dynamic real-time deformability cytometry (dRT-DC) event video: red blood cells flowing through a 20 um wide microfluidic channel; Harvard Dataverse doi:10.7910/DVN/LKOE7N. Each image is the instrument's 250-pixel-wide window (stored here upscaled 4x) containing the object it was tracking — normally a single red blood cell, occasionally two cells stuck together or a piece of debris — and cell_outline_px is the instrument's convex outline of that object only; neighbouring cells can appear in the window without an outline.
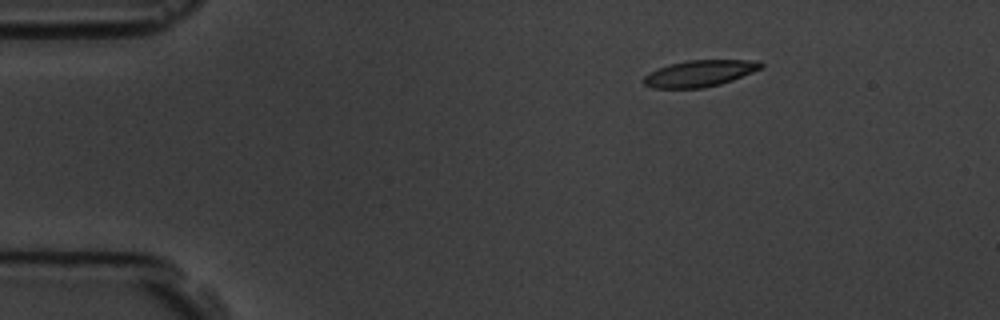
{"species": "common noctule bat (a hibernating species)", "species_latin": "Nyctalus noctula", "temperature_condition": "room temperature", "stored_images_in_passage": 4, "camera_frame_rate_fps": 3000, "um_per_image_px": 0.085, "animal": {"sex": "male", "body_mass_g": 19.5, "forearm_length_mm": 54.6}, "frame": {"image": 1, "passage_image": 4, "time_ms": 3.333, "image_size_px": [1000, 320], "cell_outline_px": [[764, 68], [732, 80], [720, 84], [704, 88], [652, 88], [644, 84], [640, 80], [648, 72], [656, 68], [668, 64], [688, 60], [760, 60], [764, 64]], "centroid_in_image_um": [59.45, 6.23], "position_along_channel_um": 25.5, "area_um2": 18.44}}